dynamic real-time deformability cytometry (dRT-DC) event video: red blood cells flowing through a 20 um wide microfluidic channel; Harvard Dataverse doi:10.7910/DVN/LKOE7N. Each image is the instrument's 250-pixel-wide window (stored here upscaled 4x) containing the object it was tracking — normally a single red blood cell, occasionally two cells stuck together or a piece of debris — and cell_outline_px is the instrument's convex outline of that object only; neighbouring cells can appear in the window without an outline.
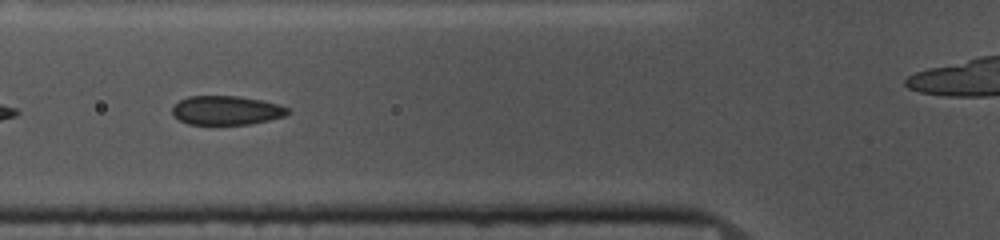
{"species": "common noctule bat (a hibernating species)", "species_latin": "Nyctalus noctula", "temperature_condition": "cold", "stored_images_in_passage": 17, "camera_frame_rate_fps": 3000, "um_per_image_px": 0.085, "animal": {"sex": "female", "body_mass_g": 10.0, "forearm_length_mm": 53.1}, "frame": {"image": 1, "passage_image": 6, "time_ms": 1.667, "image_size_px": [1000, 240], "cell_outline_px": [[292, 112], [284, 116], [252, 124], [188, 124], [180, 120], [172, 112], [172, 104], [188, 96], [236, 96], [260, 100], [276, 104], [288, 108]], "centroid_in_image_um": [19.22, 9.38], "position_along_channel_um": 106.6, "area_um2": 19.42}}